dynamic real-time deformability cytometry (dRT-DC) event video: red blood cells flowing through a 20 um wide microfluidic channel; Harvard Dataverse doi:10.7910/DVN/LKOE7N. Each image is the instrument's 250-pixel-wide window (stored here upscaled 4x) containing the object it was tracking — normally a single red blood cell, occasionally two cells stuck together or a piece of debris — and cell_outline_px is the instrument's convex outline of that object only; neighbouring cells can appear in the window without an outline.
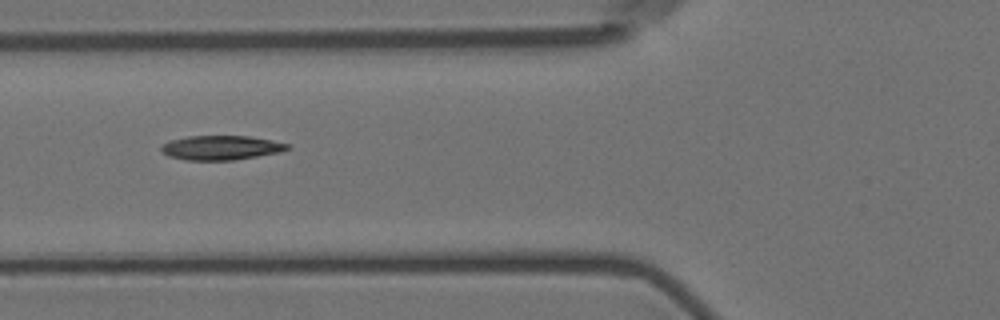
{"species": "Egyptian fruit bat (a non-hibernating species)", "species_latin": "Rousettus aegyptiacus", "temperature_condition": "room temperature", "stored_images_in_passage": 6, "camera_frame_rate_fps": 3000, "um_per_image_px": 0.085, "animal": {"sex": "female"}, "frame": {"image": 1, "passage_image": 2, "time_ms": 2.0, "image_size_px": [1000, 320], "cell_outline_px": [[292, 148], [280, 152], [232, 160], [184, 160], [168, 156], [160, 148], [164, 144], [172, 140], [188, 136], [248, 136], [272, 140], [288, 144]], "centroid_in_image_um": [18.81, 12.55], "position_along_channel_um": 107.0, "area_um2": 17.74}}
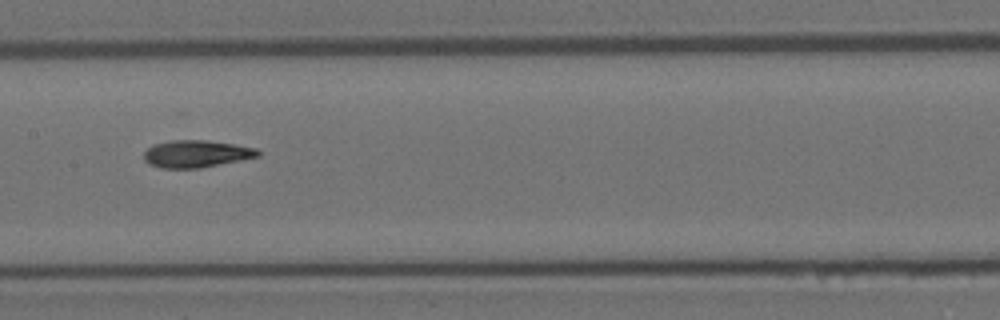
{"frame": {"image": 2, "passage_image": 4, "time_ms": 4.333, "image_size_px": [1000, 320], "cell_outline_px": [[260, 156], [200, 168], [160, 168], [148, 164], [144, 160], [144, 152], [152, 144], [168, 140], [208, 140], [256, 148], [260, 152]], "centroid_in_image_um": [16.64, 13.07], "position_along_channel_um": 190.8, "area_um2": 18.15}}
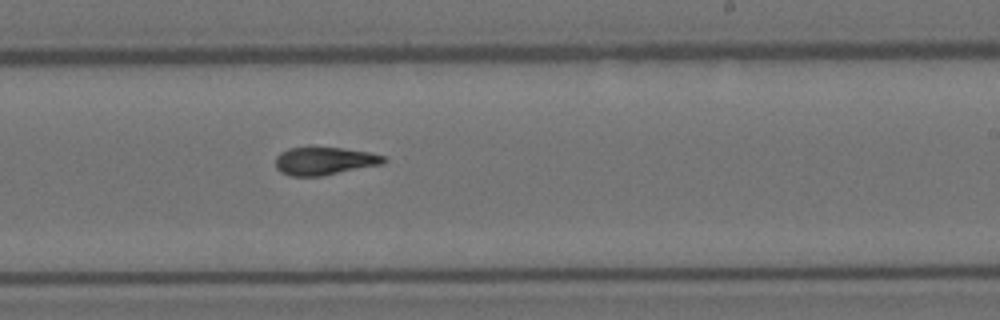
{"frame": {"image": 3, "passage_image": 6, "time_ms": 6.333, "image_size_px": [1000, 320], "cell_outline_px": [[388, 160], [384, 164], [324, 176], [288, 176], [280, 172], [276, 168], [276, 156], [280, 152], [288, 148], [312, 144], [368, 152], [384, 156]], "centroid_in_image_um": [27.54, 13.65], "position_along_channel_um": 261.5, "area_um2": 18.44}}